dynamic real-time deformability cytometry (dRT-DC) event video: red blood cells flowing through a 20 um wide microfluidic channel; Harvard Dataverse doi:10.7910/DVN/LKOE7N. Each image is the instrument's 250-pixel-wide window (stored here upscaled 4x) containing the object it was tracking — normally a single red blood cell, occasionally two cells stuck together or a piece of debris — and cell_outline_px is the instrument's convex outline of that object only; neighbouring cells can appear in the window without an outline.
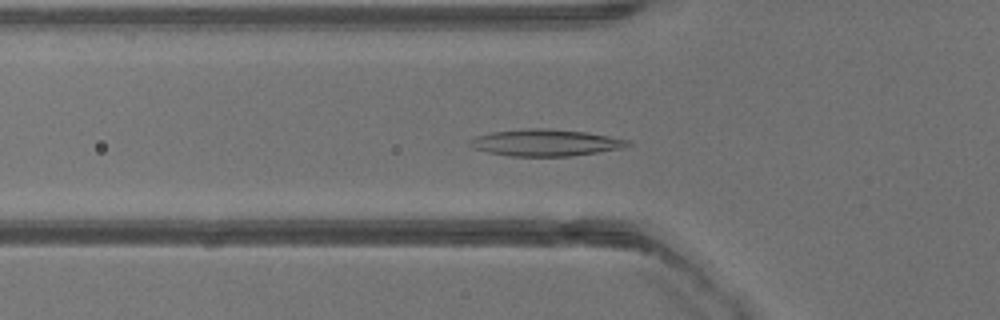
{"species": "common noctule bat (a hibernating species)", "species_latin": "Nyctalus noctula", "temperature_condition": "warm", "stored_images_in_passage": 40, "camera_frame_rate_fps": 3000, "um_per_image_px": 0.085, "animal": {"sex": "male", "body_mass_g": 13.3}, "frame": {"image": 1, "passage_image": 14, "time_ms": 4.333, "image_size_px": [1000, 320], "cell_outline_px": [[632, 144], [624, 148], [572, 156], [512, 156], [488, 152], [476, 148], [468, 144], [468, 140], [476, 136], [492, 132], [528, 128], [544, 128], [588, 132], [632, 140]], "centroid_in_image_um": [46.43, 12.12], "position_along_channel_um": 79.4, "area_um2": 24.68}}
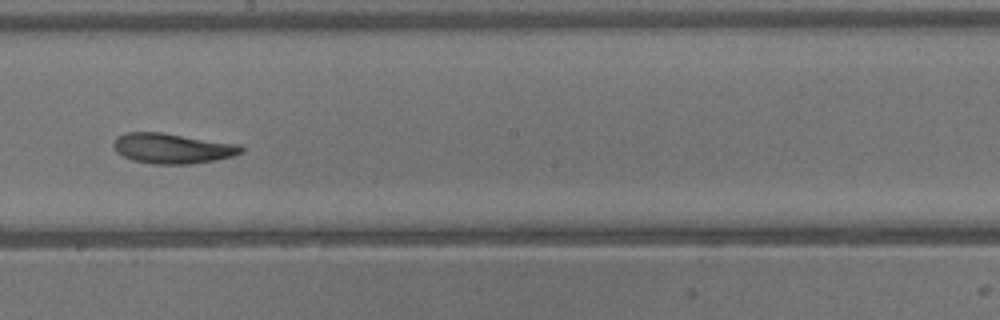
{"frame": {"image": 2, "passage_image": 23, "time_ms": 7.333, "image_size_px": [1000, 320], "cell_outline_px": [[244, 152], [232, 156], [216, 160], [188, 164], [152, 164], [132, 160], [116, 152], [112, 144], [116, 136], [124, 132], [160, 132], [240, 144], [244, 148]], "centroid_in_image_um": [14.64, 12.6], "position_along_channel_um": 233.6, "area_um2": 22.66}}
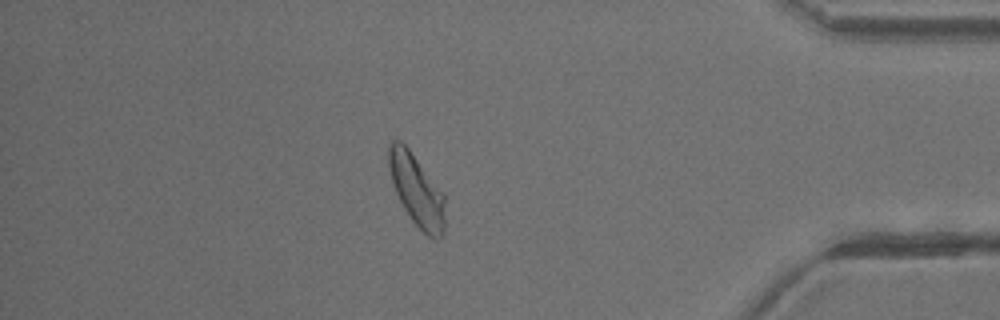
{"frame": {"image": 3, "passage_image": 35, "time_ms": 11.333, "image_size_px": [1000, 320], "cell_outline_px": [[444, 236], [436, 240], [428, 236], [412, 220], [404, 208], [396, 192], [392, 180], [388, 164], [388, 144], [392, 140], [400, 140], [408, 148], [444, 192]], "centroid_in_image_um": [35.43, 16.16], "position_along_channel_um": 399.8, "area_um2": 23.41}}